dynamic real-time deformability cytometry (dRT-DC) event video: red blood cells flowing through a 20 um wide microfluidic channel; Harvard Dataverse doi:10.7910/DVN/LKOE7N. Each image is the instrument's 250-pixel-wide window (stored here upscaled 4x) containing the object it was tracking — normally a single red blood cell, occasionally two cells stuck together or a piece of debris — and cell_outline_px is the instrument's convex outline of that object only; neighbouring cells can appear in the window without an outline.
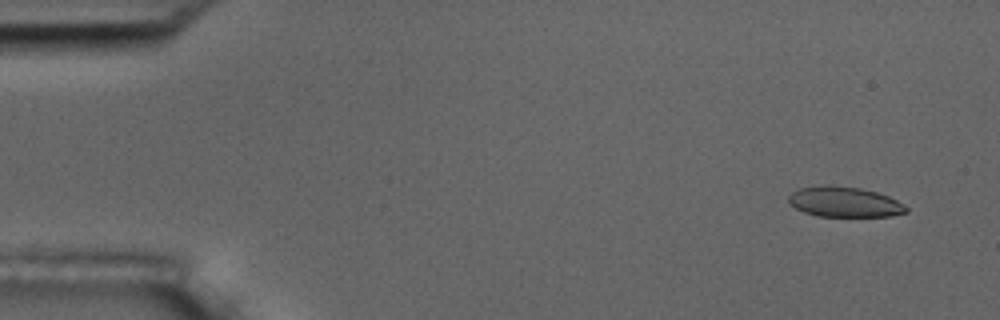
{"species": "common noctule bat (a hibernating species)", "species_latin": "Nyctalus noctula", "temperature_condition": "room temperature", "stored_images_in_passage": 52, "camera_frame_rate_fps": 3000, "um_per_image_px": 0.085, "animal": {"sex": "male", "body_mass_g": 17.5, "forearm_length_mm": 52.3}, "frame": {"image": 1, "passage_image": 1, "time_ms": 0.0, "image_size_px": [1000, 320], "cell_outline_px": [[908, 212], [892, 216], [816, 216], [804, 212], [788, 204], [788, 196], [792, 192], [800, 188], [828, 184], [860, 188], [876, 192], [888, 196], [896, 200], [908, 208]], "centroid_in_image_um": [71.75, 17.16], "position_along_channel_um": 13.2, "area_um2": 20.81}}
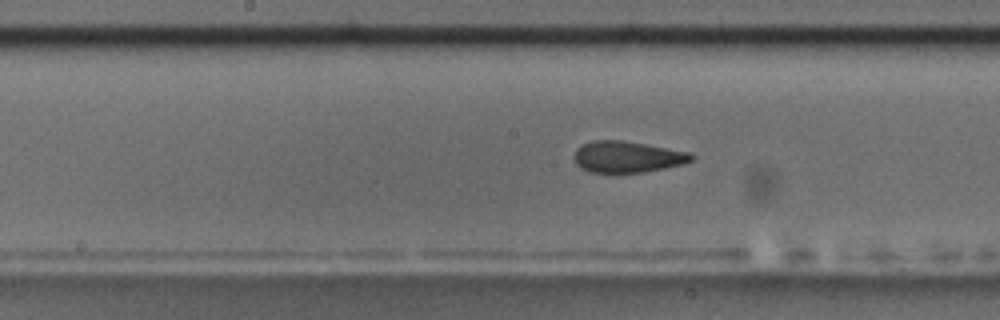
{"frame": {"image": 2, "passage_image": 25, "time_ms": 8.0, "image_size_px": [1000, 320], "cell_outline_px": [[696, 156], [692, 160], [684, 164], [644, 172], [592, 172], [580, 168], [576, 164], [576, 148], [592, 140], [620, 140], [692, 152]], "centroid_in_image_um": [53.37, 13.33], "position_along_channel_um": 194.8, "area_um2": 21.27}}
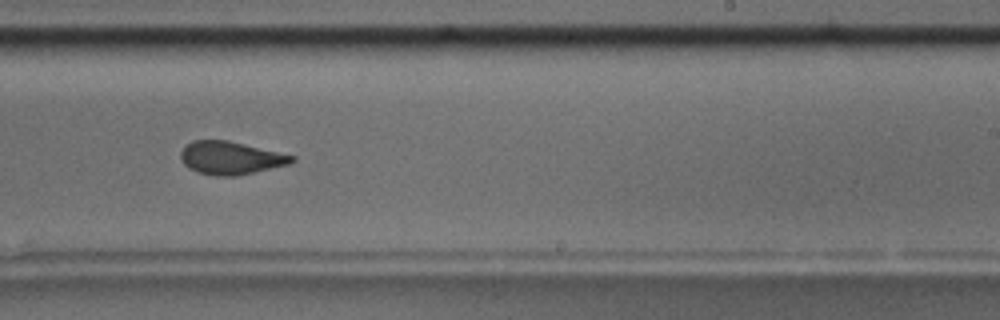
{"frame": {"image": 3, "passage_image": 31, "time_ms": 10.0, "image_size_px": [1000, 320], "cell_outline_px": [[296, 160], [288, 164], [236, 176], [216, 176], [196, 172], [188, 168], [180, 160], [180, 152], [192, 140], [228, 140], [296, 156]], "centroid_in_image_um": [19.58, 13.42], "position_along_channel_um": 269.4, "area_um2": 21.33}, "authors_computed_cell_mechanics": {"area_um2": 21.9351, "velocity_mm_per_s": 3.7344, "shape_relaxation_time_tau1_ms": 5.4971, "shape_relaxation_time_tau2_ms": 1.4659, "deformation_change_tau1": 0.1396, "deformation_change_tau2": 0.0671}}